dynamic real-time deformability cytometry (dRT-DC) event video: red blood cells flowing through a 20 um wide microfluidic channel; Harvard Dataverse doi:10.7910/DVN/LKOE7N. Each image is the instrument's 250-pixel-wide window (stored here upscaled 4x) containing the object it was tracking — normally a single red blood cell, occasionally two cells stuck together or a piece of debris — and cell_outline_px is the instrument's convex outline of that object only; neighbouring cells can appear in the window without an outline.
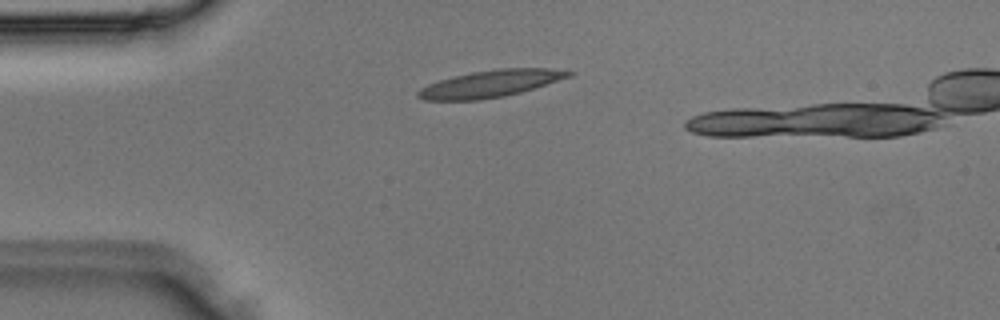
{"species": "Egyptian fruit bat (a non-hibernating species)", "species_latin": "Rousettus aegyptiacus", "temperature_condition": "room temperature", "stored_images_in_passage": 3, "camera_frame_rate_fps": 3000, "um_per_image_px": 0.085, "animal": {"sex": "male"}, "frame": {"image": 1, "passage_image": 1, "time_ms": 0.0, "image_size_px": [1000, 320], "cell_outline_px": [[572, 76], [520, 92], [504, 96], [480, 100], [424, 100], [416, 96], [416, 92], [420, 88], [428, 84], [440, 80], [472, 72], [500, 68], [548, 68], [572, 72]], "centroid_in_image_um": [41.65, 7.12], "position_along_channel_um": 43.3, "area_um2": 23.41}}